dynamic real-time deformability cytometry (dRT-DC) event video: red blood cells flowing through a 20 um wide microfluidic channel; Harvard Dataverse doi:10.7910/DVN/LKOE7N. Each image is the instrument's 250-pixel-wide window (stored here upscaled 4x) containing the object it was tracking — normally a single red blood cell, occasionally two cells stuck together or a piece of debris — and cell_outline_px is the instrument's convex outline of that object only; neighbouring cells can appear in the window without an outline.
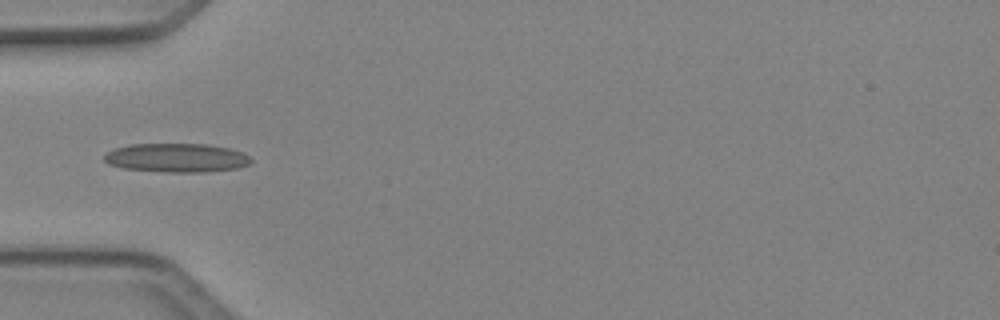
{"species": "Egyptian fruit bat (a non-hibernating species)", "species_latin": "Rousettus aegyptiacus", "temperature_condition": "cold", "stored_images_in_passage": 5, "camera_frame_rate_fps": 3000, "um_per_image_px": 0.085, "animal": {"sex": "female"}, "frame": {"image": 1, "passage_image": 5, "time_ms": 1.333, "image_size_px": [1000, 320], "cell_outline_px": [[252, 160], [248, 164], [236, 168], [204, 172], [164, 172], [124, 168], [108, 164], [104, 160], [104, 156], [112, 148], [128, 144], [208, 144], [228, 148], [240, 152], [248, 156]], "centroid_in_image_um": [14.95, 13.41], "position_along_channel_um": 70.0, "area_um2": 24.62}}